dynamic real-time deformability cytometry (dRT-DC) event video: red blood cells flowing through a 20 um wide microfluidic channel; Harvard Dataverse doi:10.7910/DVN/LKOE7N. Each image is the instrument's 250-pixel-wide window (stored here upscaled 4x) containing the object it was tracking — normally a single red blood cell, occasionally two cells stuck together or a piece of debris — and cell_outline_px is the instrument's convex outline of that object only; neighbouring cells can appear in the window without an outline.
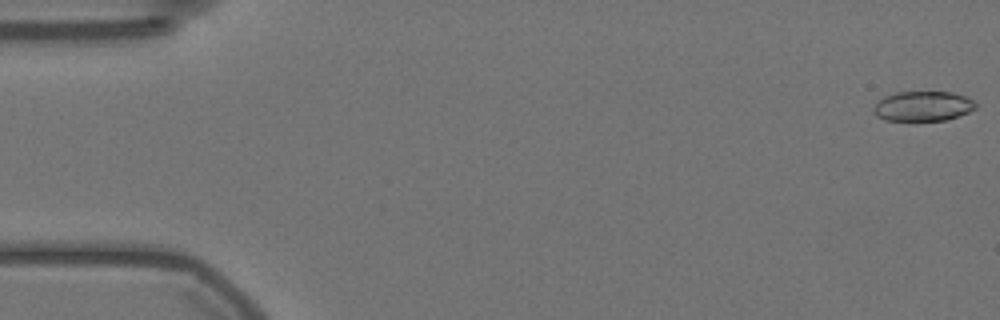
{"species": "Egyptian fruit bat (a non-hibernating species)", "species_latin": "Rousettus aegyptiacus", "temperature_condition": "warm", "stored_images_in_passage": 22, "camera_frame_rate_fps": 3000, "um_per_image_px": 0.085, "animal": {"sex": "female"}, "frame": {"image": 1, "passage_image": 1, "time_ms": 0.0, "image_size_px": [1000, 320], "cell_outline_px": [[976, 108], [968, 112], [944, 120], [884, 120], [876, 116], [872, 112], [872, 108], [876, 100], [884, 96], [896, 92], [952, 92], [964, 96], [972, 100], [976, 104]], "centroid_in_image_um": [78.37, 9.01], "position_along_channel_um": 6.6, "area_um2": 17.8}}
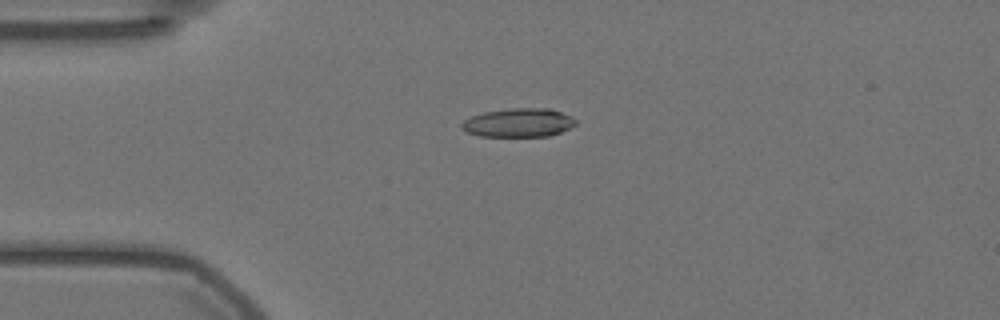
{"frame": {"image": 2, "passage_image": 14, "time_ms": 4.333, "image_size_px": [1000, 320], "cell_outline_px": [[576, 124], [560, 132], [548, 136], [480, 136], [464, 132], [460, 128], [460, 124], [464, 120], [472, 116], [484, 112], [512, 108], [548, 108], [572, 116], [576, 120]], "centroid_in_image_um": [44.04, 10.43], "position_along_channel_um": 41.0, "area_um2": 19.07}}
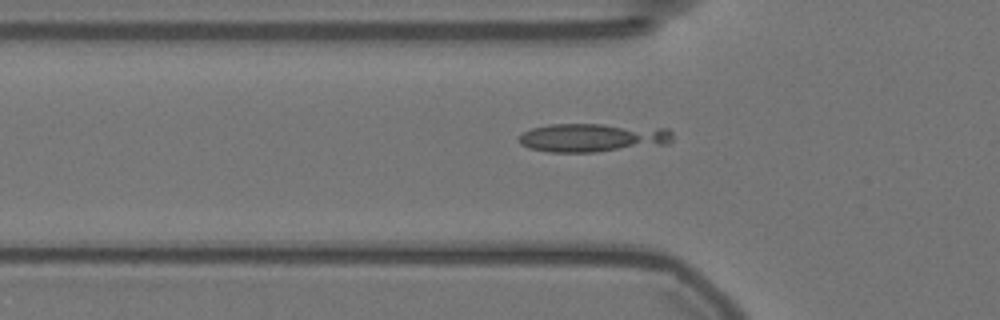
{"frame": {"image": 3, "passage_image": 19, "time_ms": 6.0, "image_size_px": [1000, 320], "cell_outline_px": [[672, 140], [668, 144], [596, 152], [548, 152], [528, 148], [520, 144], [516, 140], [524, 132], [532, 128], [552, 124], [604, 124], [668, 128], [672, 132]], "centroid_in_image_um": [50.38, 11.7], "position_along_channel_um": 75.4, "area_um2": 25.84}}